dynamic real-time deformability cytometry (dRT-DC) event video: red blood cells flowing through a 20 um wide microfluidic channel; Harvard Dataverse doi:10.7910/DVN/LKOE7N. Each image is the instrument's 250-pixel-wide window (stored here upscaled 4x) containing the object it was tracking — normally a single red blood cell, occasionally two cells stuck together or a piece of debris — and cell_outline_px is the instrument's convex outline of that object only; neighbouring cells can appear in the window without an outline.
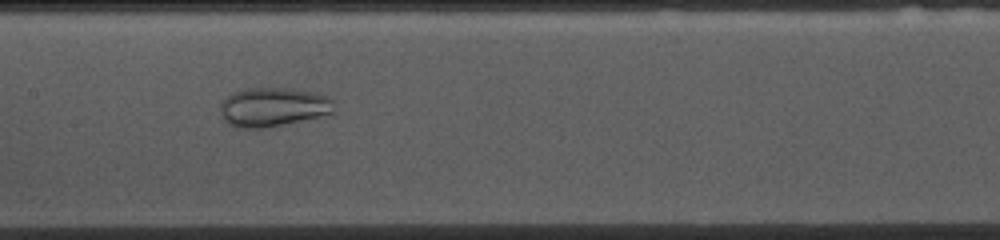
{"species": "common noctule bat (a hibernating species)", "species_latin": "Nyctalus noctula", "temperature_condition": "cold", "stored_images_in_passage": 53, "camera_frame_rate_fps": 3000, "um_per_image_px": 0.085, "animal": {"sex": "female", "body_mass_g": 10.0, "forearm_length_mm": 53.1}, "frame": {"image": 1, "passage_image": 25, "time_ms": 8.0, "image_size_px": [1000, 240], "cell_outline_px": [[336, 112], [320, 116], [260, 128], [236, 128], [228, 124], [224, 120], [220, 112], [220, 104], [232, 92], [244, 88], [292, 88], [316, 92], [328, 96], [332, 100]], "centroid_in_image_um": [23.21, 9.08], "position_along_channel_um": 184.2, "area_um2": 25.95}}
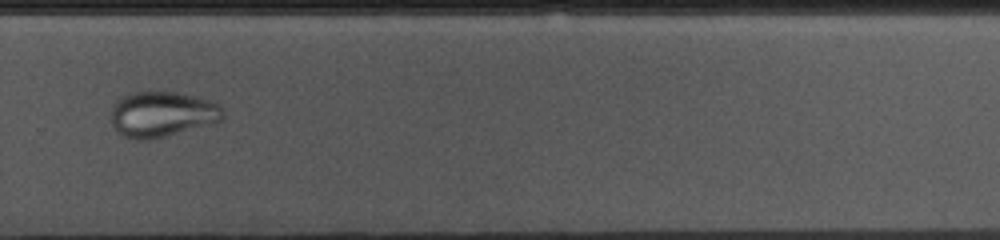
{"frame": {"image": 2, "passage_image": 36, "time_ms": 11.667, "image_size_px": [1000, 240], "cell_outline_px": [[224, 116], [220, 120], [164, 136], [148, 140], [136, 140], [124, 136], [116, 132], [112, 124], [112, 104], [124, 96], [132, 92], [152, 88], [176, 92], [196, 96], [220, 104], [224, 108]], "centroid_in_image_um": [13.74, 9.65], "position_along_channel_um": 316.1, "area_um2": 30.0}}
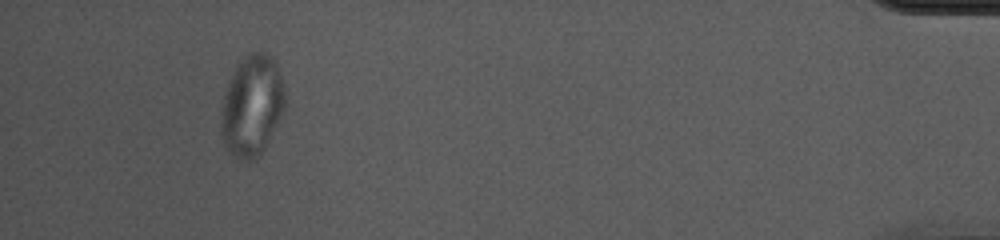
{"frame": {"image": 3, "passage_image": 50, "time_ms": 16.333, "image_size_px": [1000, 240], "cell_outline_px": [[288, 100], [264, 148], [252, 160], [240, 160], [228, 152], [224, 148], [220, 128], [220, 124], [224, 96], [232, 72], [236, 64], [248, 52], [264, 52], [272, 56], [276, 64]], "centroid_in_image_um": [21.4, 8.96], "position_along_channel_um": 413.8, "area_um2": 37.57}}